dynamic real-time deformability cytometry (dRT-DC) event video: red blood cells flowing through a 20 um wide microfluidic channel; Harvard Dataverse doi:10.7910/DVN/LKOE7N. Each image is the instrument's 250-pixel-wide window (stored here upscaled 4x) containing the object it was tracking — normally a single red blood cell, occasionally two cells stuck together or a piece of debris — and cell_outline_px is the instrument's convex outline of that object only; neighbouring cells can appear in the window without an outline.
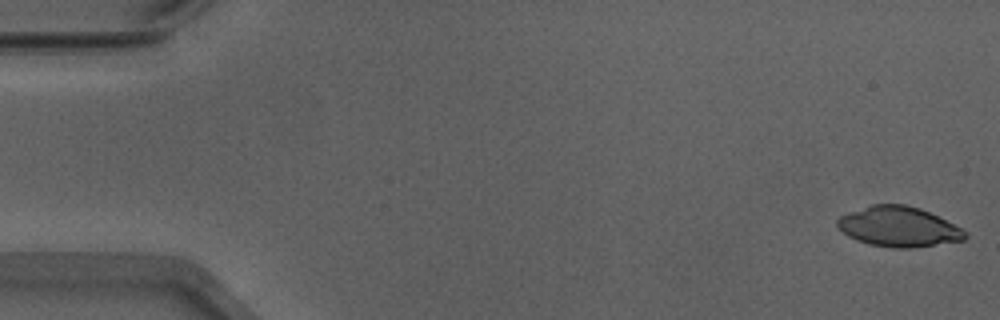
{"species": "Egyptian fruit bat (a non-hibernating species)", "species_latin": "Rousettus aegyptiacus", "temperature_condition": "warm", "stored_images_in_passage": 7, "camera_frame_rate_fps": 3000, "um_per_image_px": 0.085, "animal": {"sex": "male"}, "frame": {"image": 1, "passage_image": 1, "time_ms": 0.0, "image_size_px": [1000, 320], "cell_outline_px": [[968, 236], [964, 240], [912, 248], [892, 248], [868, 244], [856, 240], [848, 236], [836, 224], [836, 220], [840, 216], [872, 204], [904, 204], [920, 208], [968, 232]], "centroid_in_image_um": [76.37, 19.28], "position_along_channel_um": 8.6, "area_um2": 29.59}}